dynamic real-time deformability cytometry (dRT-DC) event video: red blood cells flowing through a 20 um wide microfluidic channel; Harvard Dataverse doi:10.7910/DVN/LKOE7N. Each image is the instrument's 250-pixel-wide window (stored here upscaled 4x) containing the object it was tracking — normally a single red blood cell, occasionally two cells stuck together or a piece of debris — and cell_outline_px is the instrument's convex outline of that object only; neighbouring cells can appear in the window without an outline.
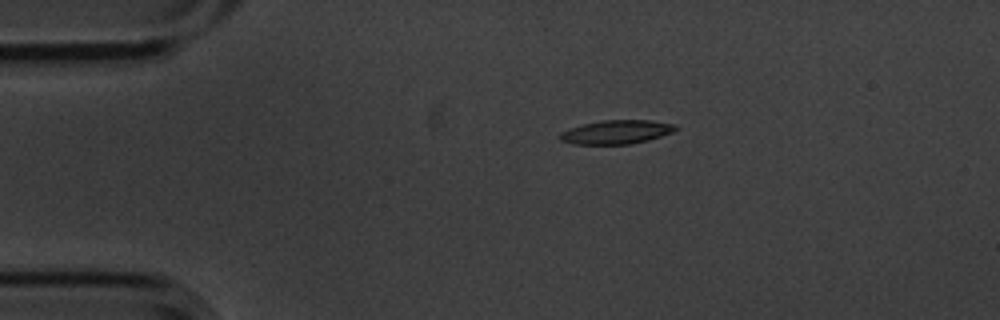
{"species": "common noctule bat (a hibernating species)", "species_latin": "Nyctalus noctula", "temperature_condition": "cold", "stored_images_in_passage": 3, "camera_frame_rate_fps": 3000, "um_per_image_px": 0.085, "animal": {"sex": "male", "body_mass_g": 20.1, "forearm_length_mm": 53.5}, "frame": {"image": 1, "passage_image": 1, "time_ms": 0.0, "image_size_px": [1000, 320], "cell_outline_px": [[680, 128], [672, 132], [648, 140], [632, 144], [572, 144], [560, 140], [556, 136], [560, 132], [568, 128], [600, 120], [652, 120], [676, 124]], "centroid_in_image_um": [52.37, 11.22], "position_along_channel_um": 32.6, "area_um2": 16.3}}
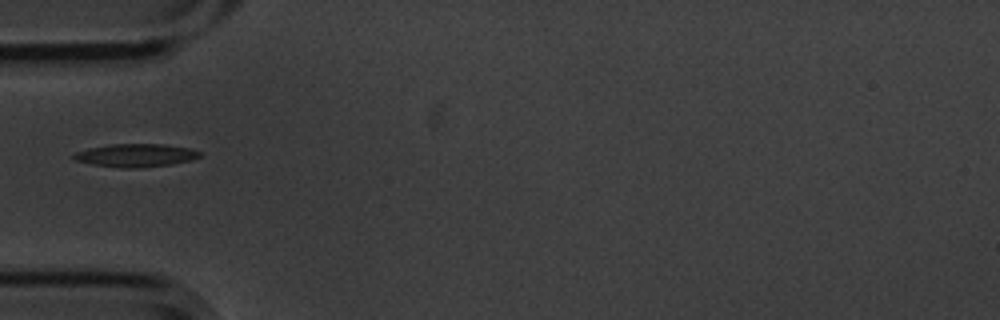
{"frame": {"image": 2, "passage_image": 3, "time_ms": 0.667, "image_size_px": [1000, 320], "cell_outline_px": [[200, 156], [192, 160], [172, 164], [140, 168], [120, 168], [92, 164], [76, 160], [72, 156], [76, 152], [88, 148], [112, 144], [164, 144], [188, 148], [200, 152]], "centroid_in_image_um": [11.54, 13.21], "position_along_channel_um": 73.5, "area_um2": 16.88}}